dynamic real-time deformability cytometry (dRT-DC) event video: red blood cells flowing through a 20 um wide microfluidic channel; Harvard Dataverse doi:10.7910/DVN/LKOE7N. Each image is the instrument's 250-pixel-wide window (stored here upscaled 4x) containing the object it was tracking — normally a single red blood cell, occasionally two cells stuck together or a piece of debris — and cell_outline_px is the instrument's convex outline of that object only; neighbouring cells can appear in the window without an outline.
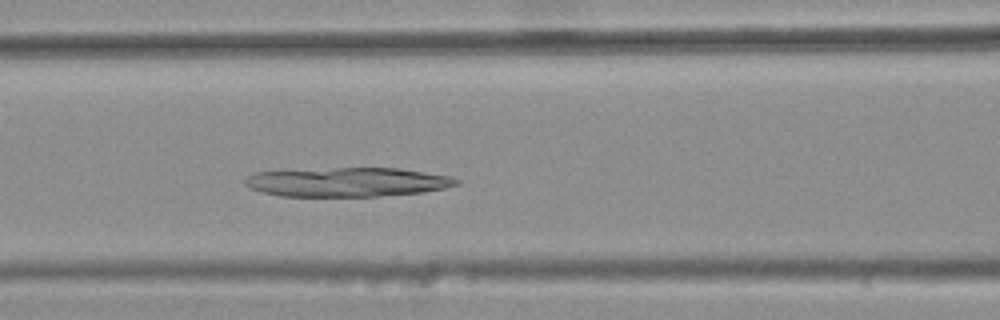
{"species": "common noctule bat (a hibernating species)", "species_latin": "Nyctalus noctula", "temperature_condition": "warm", "stored_images_in_passage": 41, "camera_frame_rate_fps": 3000, "um_per_image_px": 0.085, "animal": {"sex": "female", "body_mass_g": 25.1}, "frame": {"image": 1, "passage_image": 19, "time_ms": 6.0, "image_size_px": [1000, 320], "cell_outline_px": [[460, 184], [444, 188], [424, 192], [380, 196], [280, 196], [260, 192], [248, 188], [244, 184], [244, 180], [248, 176], [256, 172], [336, 168], [400, 168], [452, 176], [460, 180]], "centroid_in_image_um": [29.55, 15.48], "position_along_channel_um": 137.0, "area_um2": 36.07}}
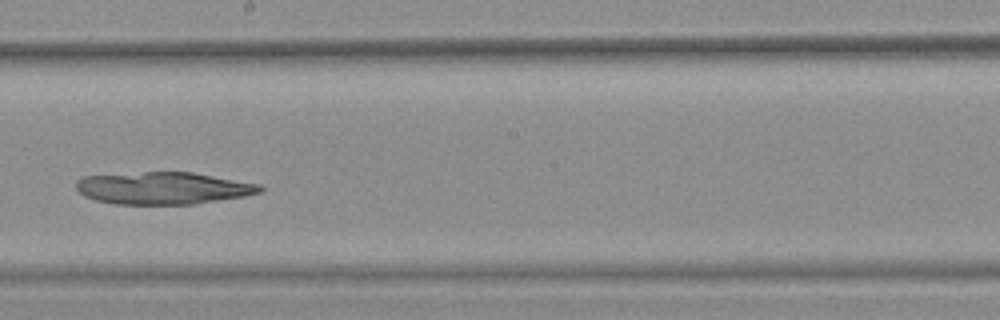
{"frame": {"image": 2, "passage_image": 27, "time_ms": 8.667, "image_size_px": [1000, 320], "cell_outline_px": [[264, 188], [260, 192], [244, 196], [192, 204], [116, 204], [96, 200], [84, 196], [76, 188], [76, 180], [84, 176], [144, 172], [192, 172], [264, 184]], "centroid_in_image_um": [13.9, 15.98], "position_along_channel_um": 234.3, "area_um2": 34.56}}
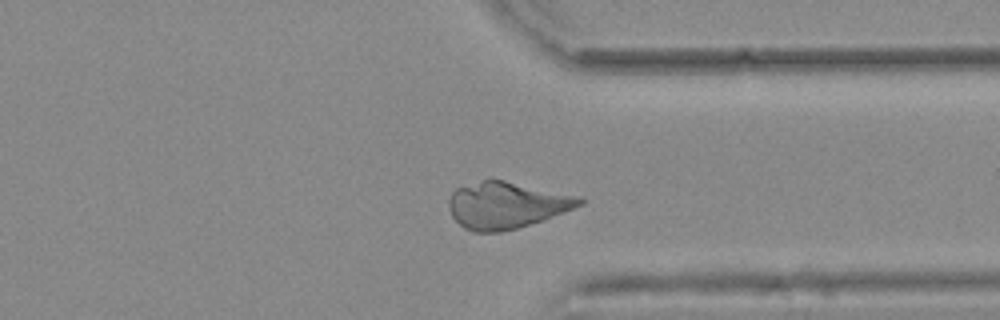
{"frame": {"image": 3, "passage_image": 38, "time_ms": 12.333, "image_size_px": [1000, 320], "cell_outline_px": [[584, 204], [544, 220], [516, 228], [500, 232], [472, 232], [464, 228], [452, 216], [448, 208], [448, 196], [456, 188], [484, 180], [504, 180], [580, 196], [584, 200]], "centroid_in_image_um": [43.04, 17.44], "position_along_channel_um": 368.4, "area_um2": 35.49}}